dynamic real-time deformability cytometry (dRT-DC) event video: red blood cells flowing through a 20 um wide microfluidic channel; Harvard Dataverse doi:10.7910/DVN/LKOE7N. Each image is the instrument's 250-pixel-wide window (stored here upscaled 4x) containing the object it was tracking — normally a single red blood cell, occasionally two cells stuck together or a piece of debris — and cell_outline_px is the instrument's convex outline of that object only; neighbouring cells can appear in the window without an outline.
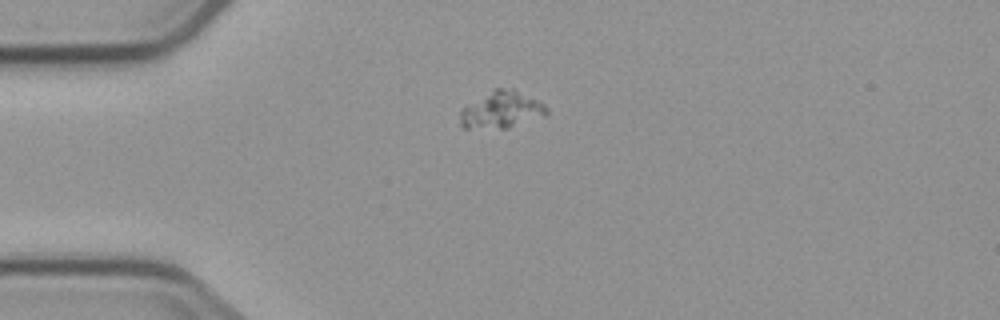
{"species": "common noctule bat (a hibernating species)", "species_latin": "Nyctalus noctula", "temperature_condition": "cold", "stored_images_in_passage": 6, "segment_of_instrument_passage": [2, 2], "camera_frame_rate_fps": 3000, "um_per_image_px": 0.085, "animal": {"sex": "male", "body_mass_g": 23.1, "forearm_length_mm": 52.7}, "frame": {"image": 1, "passage_image": 6, "time_ms": 7.333, "image_size_px": [1000, 320], "cell_outline_px": [[548, 112], [544, 116], [508, 128], [464, 128], [460, 124], [460, 108], [496, 88], [512, 88], [540, 100], [548, 108]], "centroid_in_image_um": [42.64, 9.33], "position_along_channel_um": 42.4, "area_um2": 18.67}}